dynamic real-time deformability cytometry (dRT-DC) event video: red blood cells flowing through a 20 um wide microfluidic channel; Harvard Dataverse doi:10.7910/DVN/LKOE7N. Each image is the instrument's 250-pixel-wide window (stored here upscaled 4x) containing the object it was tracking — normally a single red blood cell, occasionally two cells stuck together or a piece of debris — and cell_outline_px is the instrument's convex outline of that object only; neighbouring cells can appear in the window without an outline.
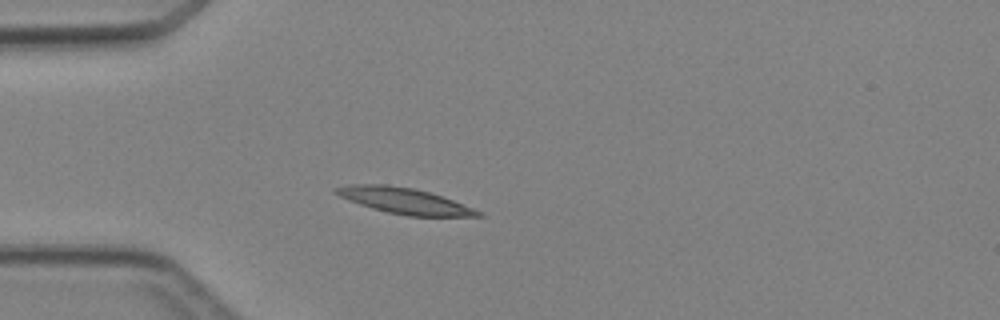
{"species": "Egyptian fruit bat (a non-hibernating species)", "species_latin": "Rousettus aegyptiacus", "temperature_condition": "cold", "stored_images_in_passage": 2, "camera_frame_rate_fps": 3000, "um_per_image_px": 0.085, "animal": {"sex": "female"}, "frame": {"image": 1, "passage_image": 2, "time_ms": 2.0, "image_size_px": [1000, 320], "cell_outline_px": [[484, 216], [408, 216], [388, 212], [372, 208], [348, 200], [332, 192], [332, 188], [352, 184], [388, 184], [412, 188], [428, 192], [452, 200], [484, 212]], "centroid_in_image_um": [34.34, 17.06], "position_along_channel_um": 50.7, "area_um2": 21.27}}